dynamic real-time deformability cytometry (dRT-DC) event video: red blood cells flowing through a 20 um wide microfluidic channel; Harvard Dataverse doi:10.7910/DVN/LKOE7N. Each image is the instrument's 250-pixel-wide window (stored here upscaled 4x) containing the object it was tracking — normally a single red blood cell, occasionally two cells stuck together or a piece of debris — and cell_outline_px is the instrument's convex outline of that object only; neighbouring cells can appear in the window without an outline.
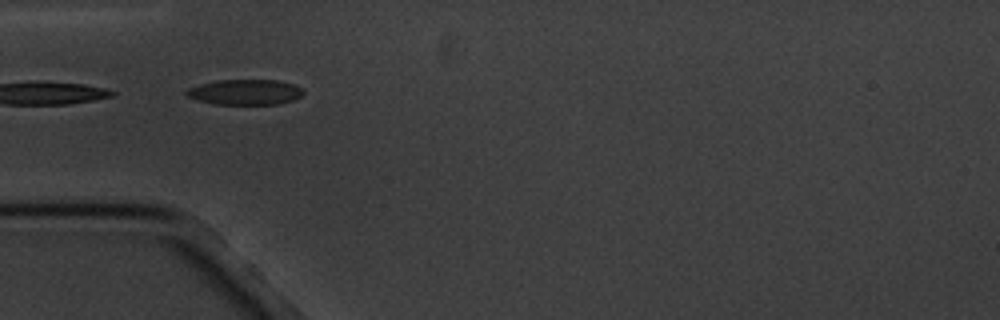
{"species": "common noctule bat (a hibernating species)", "species_latin": "Nyctalus noctula", "temperature_condition": "cold", "stored_images_in_passage": 7, "camera_frame_rate_fps": 3000, "um_per_image_px": 0.085, "animal": {"sex": "male", "body_mass_g": 20.1, "forearm_length_mm": 53.5}, "frame": {"image": 1, "passage_image": 4, "time_ms": 4.333, "image_size_px": [1000, 320], "cell_outline_px": [[304, 92], [300, 96], [292, 100], [280, 104], [216, 104], [196, 100], [184, 96], [184, 92], [188, 88], [200, 84], [220, 80], [276, 80], [292, 84], [300, 88]], "centroid_in_image_um": [20.77, 7.83], "position_along_channel_um": 64.2, "area_um2": 17.22}}